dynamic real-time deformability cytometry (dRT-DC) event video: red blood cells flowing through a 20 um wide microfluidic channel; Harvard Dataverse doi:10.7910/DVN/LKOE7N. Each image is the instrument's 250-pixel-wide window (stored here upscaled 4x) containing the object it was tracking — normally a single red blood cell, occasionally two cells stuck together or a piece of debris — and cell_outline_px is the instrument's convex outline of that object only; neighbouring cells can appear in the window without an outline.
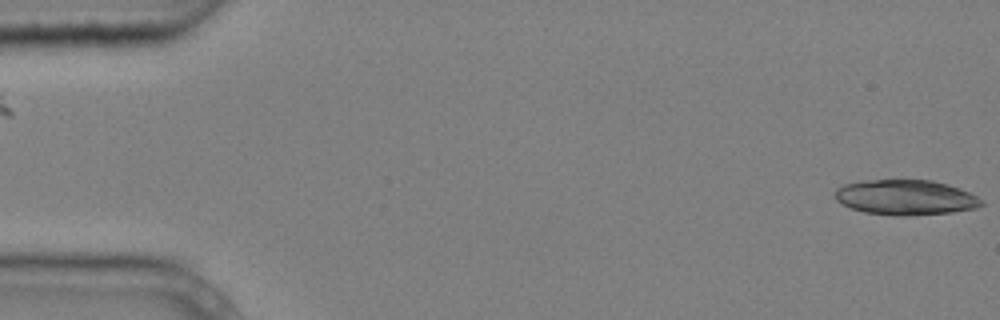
{"species": "common noctule bat (a hibernating species)", "species_latin": "Nyctalus noctula", "temperature_condition": "cold", "stored_images_in_passage": 2, "camera_frame_rate_fps": 3000, "um_per_image_px": 0.085, "animal": {"sex": "male", "body_mass_g": 20.4}, "frame": {"image": 1, "passage_image": 2, "time_ms": 0.333, "image_size_px": [1000, 320], "cell_outline_px": [[984, 204], [976, 208], [952, 212], [900, 216], [864, 212], [840, 204], [836, 200], [832, 192], [836, 188], [844, 184], [860, 180], [932, 180], [948, 184], [960, 188], [984, 200]], "centroid_in_image_um": [76.94, 16.77], "position_along_channel_um": 8.1, "area_um2": 30.23}}